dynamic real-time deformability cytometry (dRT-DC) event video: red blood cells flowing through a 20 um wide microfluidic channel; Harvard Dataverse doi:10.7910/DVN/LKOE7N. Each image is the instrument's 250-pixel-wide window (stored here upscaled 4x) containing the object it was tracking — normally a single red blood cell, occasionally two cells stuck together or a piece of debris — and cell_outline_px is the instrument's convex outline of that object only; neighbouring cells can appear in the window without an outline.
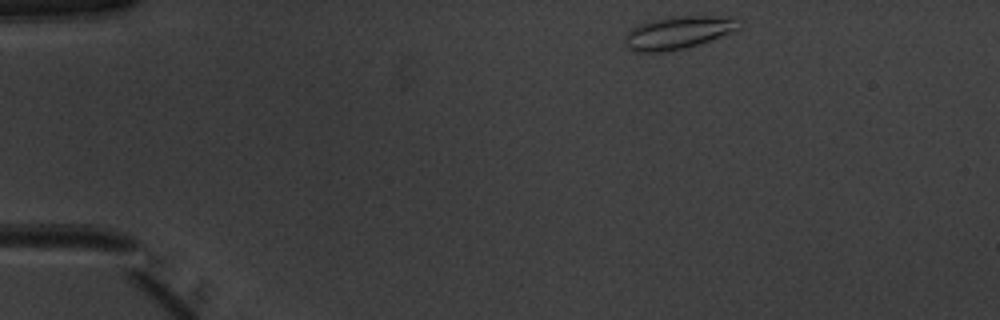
{"species": "common noctule bat (a hibernating species)", "species_latin": "Nyctalus noctula", "temperature_condition": "warm", "stored_images_in_passage": 9, "camera_frame_rate_fps": 3000, "um_per_image_px": 0.085, "animal": {"sex": "male", "body_mass_g": 20.1, "forearm_length_mm": 53.5}, "frame": {"image": 1, "passage_image": 1, "time_ms": 0.0, "image_size_px": [1000, 320], "cell_outline_px": [[744, 20], [740, 28], [732, 32], [688, 48], [668, 52], [632, 52], [624, 44], [624, 36], [632, 28], [640, 24], [652, 20], [672, 16], [736, 16]], "centroid_in_image_um": [57.7, 2.77], "position_along_channel_um": 27.3, "area_um2": 22.37}}